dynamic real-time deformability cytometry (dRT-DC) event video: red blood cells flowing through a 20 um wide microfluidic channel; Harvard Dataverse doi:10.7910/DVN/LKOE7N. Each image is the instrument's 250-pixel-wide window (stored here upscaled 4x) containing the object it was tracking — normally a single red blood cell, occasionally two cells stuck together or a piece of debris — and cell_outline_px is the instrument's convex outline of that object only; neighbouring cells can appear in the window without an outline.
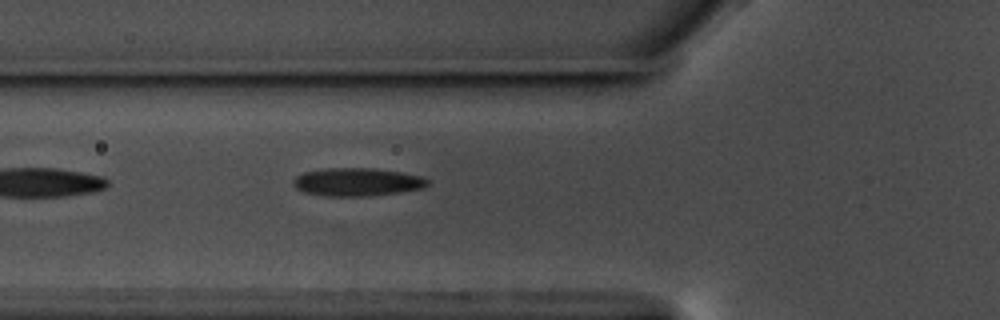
{"species": "common noctule bat (a hibernating species)", "species_latin": "Nyctalus noctula", "temperature_condition": "warm", "stored_images_in_passage": 22, "camera_frame_rate_fps": 3000, "um_per_image_px": 0.085, "animal": {"sex": "male", "body_mass_g": 17.5, "forearm_length_mm": 52.3}, "frame": {"image": 1, "passage_image": 4, "time_ms": 1.0, "image_size_px": [1000, 320], "cell_outline_px": [[428, 184], [424, 188], [400, 192], [364, 196], [324, 196], [304, 192], [296, 188], [292, 184], [292, 180], [296, 176], [304, 172], [324, 168], [372, 168], [400, 172], [420, 176], [428, 180]], "centroid_in_image_um": [30.31, 15.47], "position_along_channel_um": 95.5, "area_um2": 21.96}}
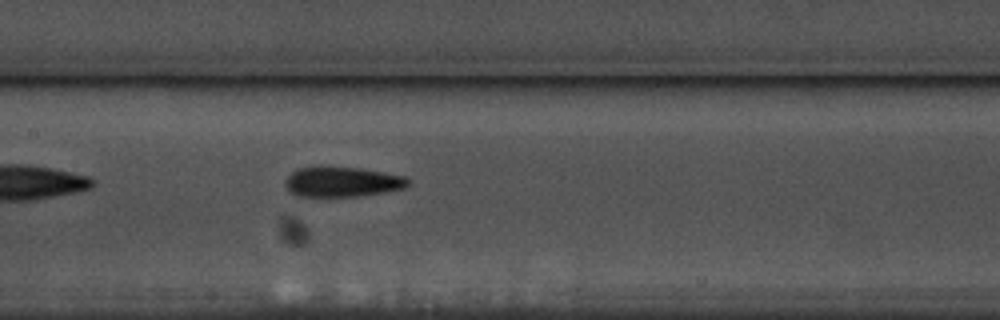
{"frame": {"image": 2, "passage_image": 11, "time_ms": 3.333, "image_size_px": [1000, 320], "cell_outline_px": [[412, 184], [404, 188], [384, 192], [360, 196], [292, 196], [288, 192], [284, 184], [288, 176], [292, 172], [300, 168], [312, 164], [320, 164], [360, 168], [384, 172], [404, 176]], "centroid_in_image_um": [29.03, 15.42], "position_along_channel_um": 178.4, "area_um2": 22.25}}
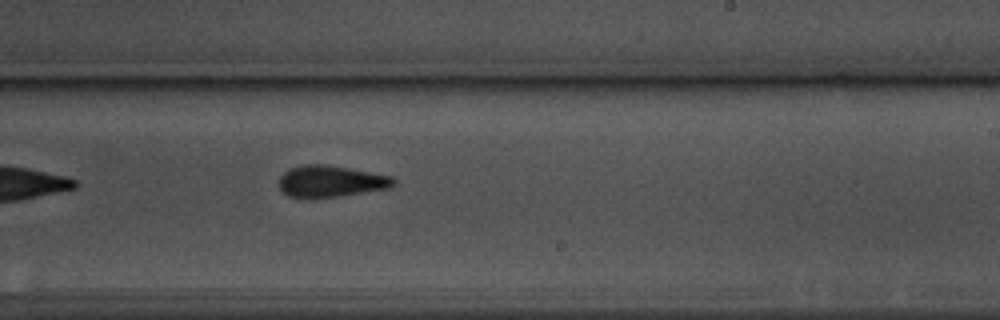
{"frame": {"image": 3, "passage_image": 18, "time_ms": 5.667, "image_size_px": [1000, 320], "cell_outline_px": [[396, 184], [388, 188], [336, 196], [288, 196], [280, 188], [280, 176], [288, 168], [304, 164], [324, 164], [348, 168], [392, 176], [396, 180]], "centroid_in_image_um": [28.12, 15.37], "position_along_channel_um": 260.9, "area_um2": 20.52}}